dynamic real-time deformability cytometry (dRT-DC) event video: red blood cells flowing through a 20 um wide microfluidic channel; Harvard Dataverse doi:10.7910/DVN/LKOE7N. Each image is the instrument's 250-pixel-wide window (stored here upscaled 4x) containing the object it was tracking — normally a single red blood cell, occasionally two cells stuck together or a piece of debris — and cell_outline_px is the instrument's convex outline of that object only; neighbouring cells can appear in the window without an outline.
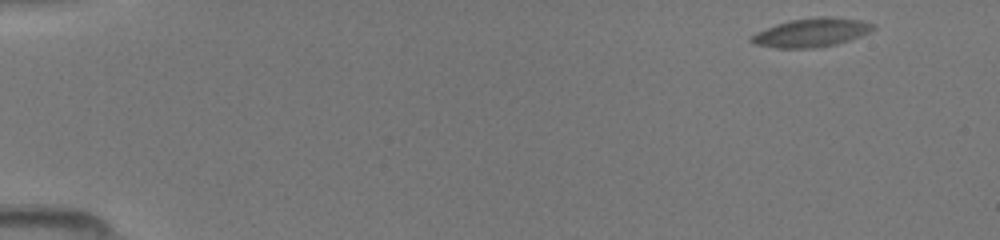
{"species": "common noctule bat (a hibernating species)", "species_latin": "Nyctalus noctula", "temperature_condition": "room temperature", "stored_images_in_passage": 48, "camera_frame_rate_fps": 3000, "um_per_image_px": 0.085, "animal": {"sex": "female", "body_mass_g": 19.5, "forearm_length_mm": 54.1}, "frame": {"image": 1, "passage_image": 1, "time_ms": 0.0, "image_size_px": [1000, 240], "cell_outline_px": [[876, 28], [860, 36], [836, 44], [816, 48], [776, 48], [756, 44], [748, 40], [756, 32], [776, 24], [792, 20], [824, 16], [860, 20], [876, 24]], "centroid_in_image_um": [68.98, 2.77], "position_along_channel_um": 16.0, "area_um2": 20.17}}
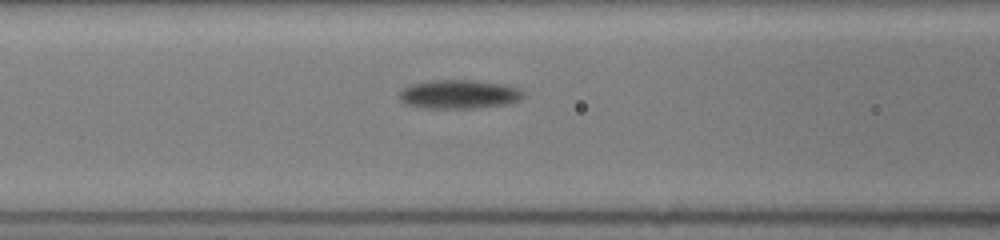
{"frame": {"image": 2, "passage_image": 19, "time_ms": 6.0, "image_size_px": [1000, 240], "cell_outline_px": [[524, 96], [520, 100], [504, 104], [476, 108], [416, 108], [404, 104], [400, 100], [400, 92], [404, 88], [412, 84], [432, 80], [468, 80], [504, 84], [520, 88], [524, 92]], "centroid_in_image_um": [39.0, 8.02], "position_along_channel_um": 127.6, "area_um2": 20.92}}
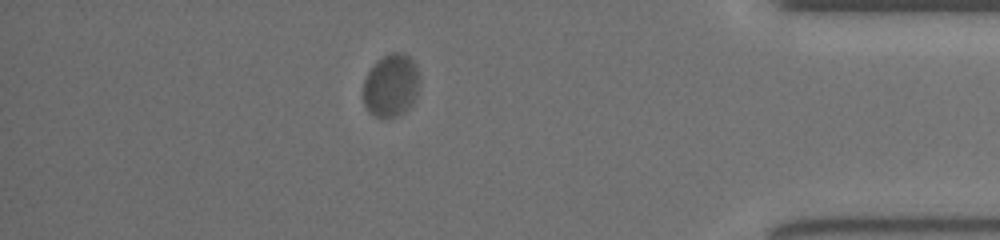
{"frame": {"image": 3, "passage_image": 42, "time_ms": 13.667, "image_size_px": [1000, 240], "cell_outline_px": [[416, 96], [412, 104], [396, 116], [376, 116], [368, 112], [364, 104], [364, 80], [368, 72], [384, 56], [392, 52], [404, 52], [412, 60], [416, 68]], "centroid_in_image_um": [33.2, 7.26], "position_along_channel_um": 402.0, "area_um2": 19.77}}